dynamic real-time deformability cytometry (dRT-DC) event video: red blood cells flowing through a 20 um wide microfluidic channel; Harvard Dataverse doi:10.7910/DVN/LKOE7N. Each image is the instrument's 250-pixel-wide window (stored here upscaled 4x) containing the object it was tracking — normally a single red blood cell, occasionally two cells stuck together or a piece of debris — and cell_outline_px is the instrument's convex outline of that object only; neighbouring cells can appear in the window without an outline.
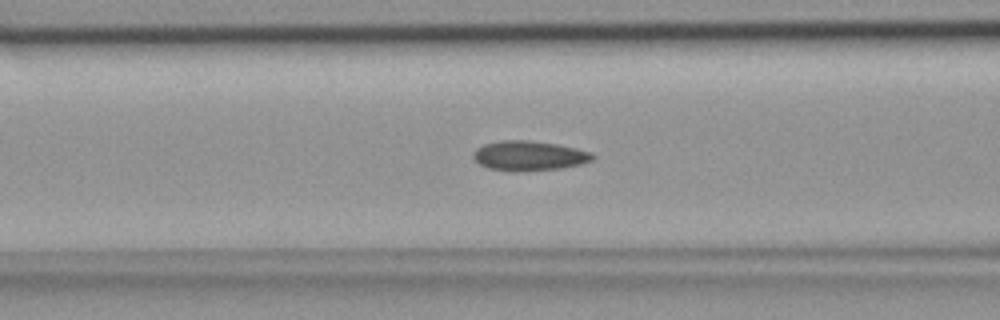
{"species": "common noctule bat (a hibernating species)", "species_latin": "Nyctalus noctula", "temperature_condition": "room temperature", "stored_images_in_passage": 40, "camera_frame_rate_fps": 3000, "um_per_image_px": 0.085, "animal": {"sex": "female", "body_mass_g": 18.4}, "frame": {"image": 1, "passage_image": 11, "time_ms": 3.333, "image_size_px": [1000, 320], "cell_outline_px": [[596, 156], [592, 160], [580, 164], [560, 168], [488, 168], [480, 164], [472, 156], [472, 152], [476, 148], [484, 144], [500, 140], [528, 140], [556, 144], [576, 148], [592, 152]], "centroid_in_image_um": [44.99, 13.17], "position_along_channel_um": 121.6, "area_um2": 19.71}}
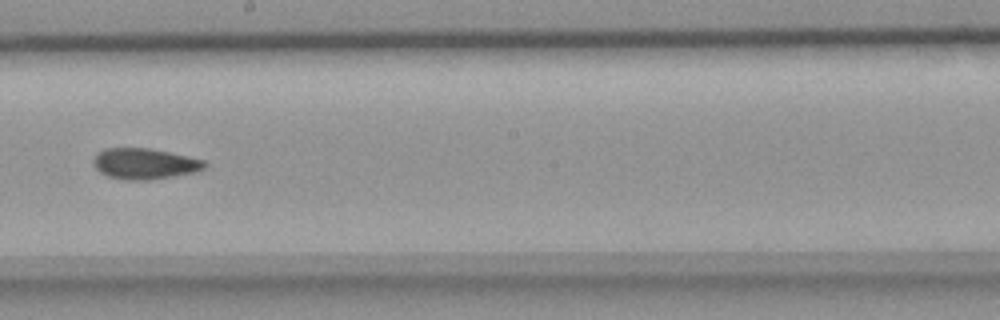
{"frame": {"image": 2, "passage_image": 19, "time_ms": 6.0, "image_size_px": [1000, 320], "cell_outline_px": [[208, 164], [204, 168], [196, 172], [148, 180], [128, 180], [108, 176], [100, 172], [92, 164], [92, 160], [96, 152], [104, 148], [148, 148], [188, 156], [204, 160]], "centroid_in_image_um": [12.26, 13.91], "position_along_channel_um": 235.9, "area_um2": 20.06}}
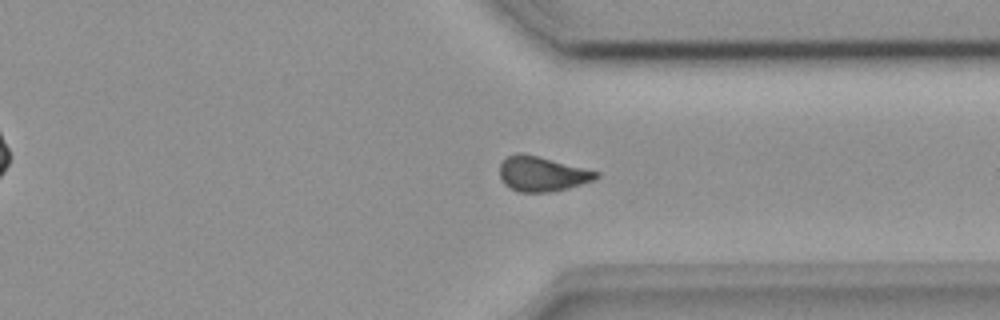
{"frame": {"image": 3, "passage_image": 28, "time_ms": 9.0, "image_size_px": [1000, 320], "cell_outline_px": [[600, 176], [592, 180], [568, 188], [552, 192], [520, 192], [504, 184], [500, 176], [500, 164], [508, 156], [516, 152], [520, 152], [600, 172]], "centroid_in_image_um": [46.05, 14.78], "position_along_channel_um": 365.3, "area_um2": 19.31}}